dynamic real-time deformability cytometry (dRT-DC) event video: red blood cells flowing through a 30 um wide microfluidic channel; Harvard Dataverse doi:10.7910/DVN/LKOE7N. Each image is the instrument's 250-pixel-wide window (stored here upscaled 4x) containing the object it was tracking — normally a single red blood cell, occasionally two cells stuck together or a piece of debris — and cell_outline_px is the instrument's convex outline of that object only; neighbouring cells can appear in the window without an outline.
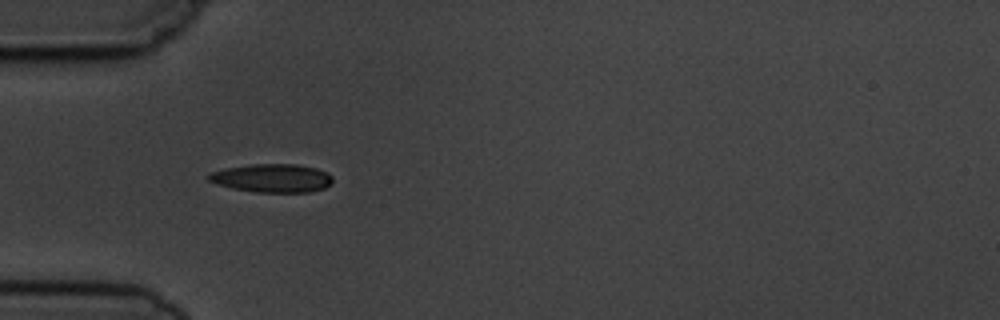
{"species": "common noctule bat (a hibernating species)", "species_latin": "Nyctalus noctula", "temperature_condition": "cold", "stored_images_in_passage": 2, "camera_frame_rate_fps": 3000, "um_per_image_px": 0.085, "animal": {"sex": "male", "body_mass_g": 19.5, "forearm_length_mm": 54.6}, "frame": {"image": 1, "passage_image": 1, "time_ms": 0.0, "image_size_px": [1000, 320], "cell_outline_px": [[332, 184], [324, 188], [308, 192], [256, 192], [232, 188], [216, 184], [208, 180], [208, 176], [212, 172], [224, 168], [252, 164], [296, 164], [316, 168], [328, 172], [332, 176]], "centroid_in_image_um": [23.15, 15.14], "position_along_channel_um": 61.8, "area_um2": 20.58}}
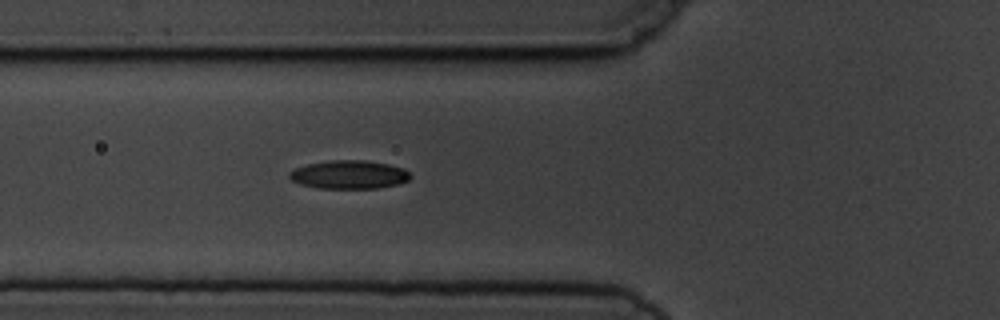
{"frame": {"image": 2, "passage_image": 2, "time_ms": 1.0, "image_size_px": [1000, 320], "cell_outline_px": [[412, 176], [408, 180], [400, 184], [376, 188], [316, 188], [300, 184], [292, 180], [288, 176], [288, 172], [296, 168], [308, 164], [332, 160], [364, 160], [388, 164], [404, 168]], "centroid_in_image_um": [29.68, 14.84], "position_along_channel_um": 96.1, "area_um2": 20.06}}